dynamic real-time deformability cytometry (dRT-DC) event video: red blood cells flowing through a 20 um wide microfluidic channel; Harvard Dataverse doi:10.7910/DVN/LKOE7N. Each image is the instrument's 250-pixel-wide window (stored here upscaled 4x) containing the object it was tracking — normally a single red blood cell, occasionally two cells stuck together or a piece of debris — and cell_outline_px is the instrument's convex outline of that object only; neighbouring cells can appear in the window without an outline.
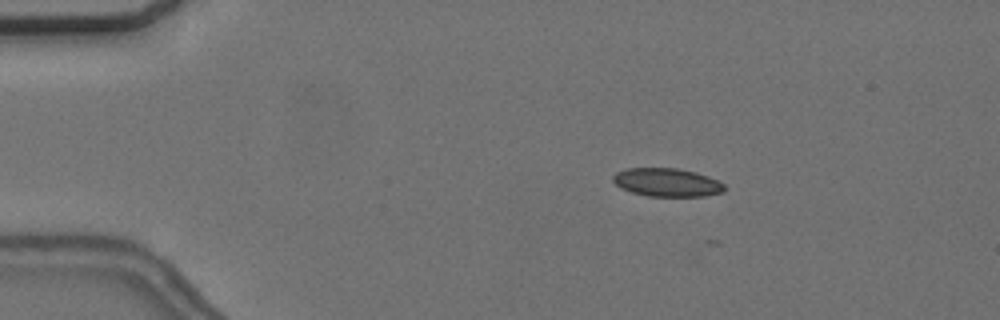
{"species": "common noctule bat (a hibernating species)", "species_latin": "Nyctalus noctula", "temperature_condition": "cold", "stored_images_in_passage": 3, "camera_frame_rate_fps": 3000, "um_per_image_px": 0.085, "animal": {"sex": "female", "body_mass_g": 24.6, "forearm_length_mm": 56.2}, "frame": {"image": 1, "passage_image": 2, "time_ms": 0.333, "image_size_px": [1000, 320], "cell_outline_px": [[724, 192], [704, 196], [648, 196], [632, 192], [620, 188], [612, 180], [612, 176], [616, 172], [628, 168], [676, 168], [696, 172], [708, 176], [724, 184]], "centroid_in_image_um": [56.67, 15.5], "position_along_channel_um": 28.3, "area_um2": 18.38}}